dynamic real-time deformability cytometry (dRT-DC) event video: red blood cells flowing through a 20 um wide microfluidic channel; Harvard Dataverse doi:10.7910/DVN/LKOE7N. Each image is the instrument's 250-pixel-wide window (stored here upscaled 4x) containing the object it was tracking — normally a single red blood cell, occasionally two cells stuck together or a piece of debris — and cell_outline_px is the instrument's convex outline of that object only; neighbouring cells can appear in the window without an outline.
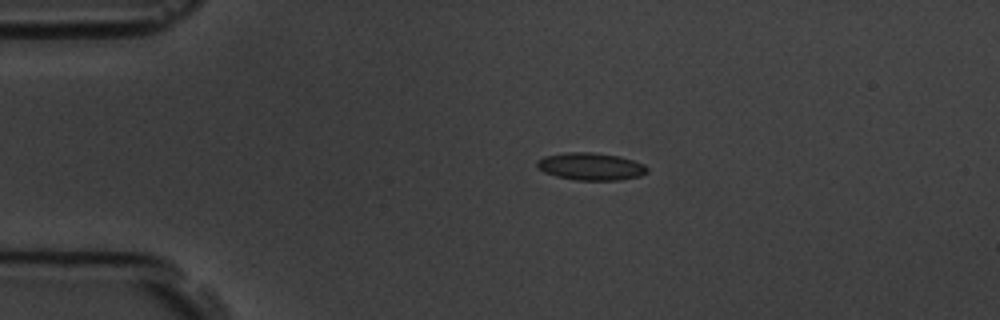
{"species": "common noctule bat (a hibernating species)", "species_latin": "Nyctalus noctula", "temperature_condition": "room temperature", "stored_images_in_passage": 5, "camera_frame_rate_fps": 3000, "um_per_image_px": 0.085, "animal": {"sex": "male", "body_mass_g": 19.5, "forearm_length_mm": 54.6}, "frame": {"image": 1, "passage_image": 3, "time_ms": 2.333, "image_size_px": [1000, 320], "cell_outline_px": [[648, 172], [640, 176], [620, 180], [576, 180], [556, 176], [544, 172], [536, 168], [536, 160], [544, 156], [564, 152], [592, 152], [620, 156], [644, 164], [648, 168]], "centroid_in_image_um": [50.19, 14.14], "position_along_channel_um": 34.8, "area_um2": 17.8}}
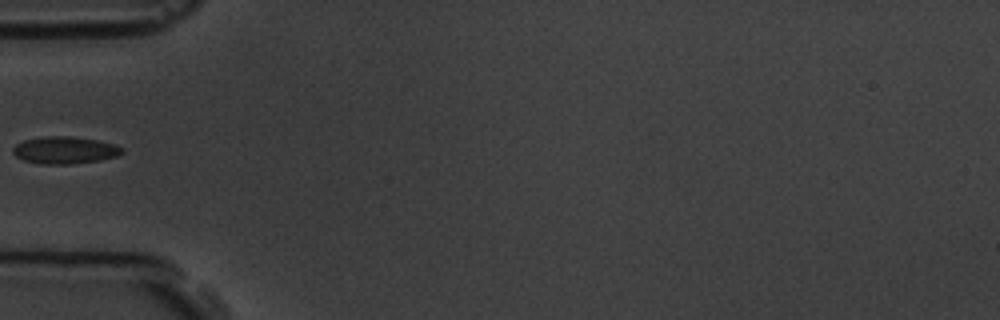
{"frame": {"image": 2, "passage_image": 5, "time_ms": 4.667, "image_size_px": [1000, 320], "cell_outline_px": [[124, 152], [116, 156], [100, 160], [68, 164], [40, 164], [24, 160], [16, 156], [12, 152], [12, 148], [16, 144], [24, 140], [44, 136], [68, 136], [96, 140], [116, 144], [124, 148]], "centroid_in_image_um": [5.51, 12.76], "position_along_channel_um": 79.5, "area_um2": 17.28}}